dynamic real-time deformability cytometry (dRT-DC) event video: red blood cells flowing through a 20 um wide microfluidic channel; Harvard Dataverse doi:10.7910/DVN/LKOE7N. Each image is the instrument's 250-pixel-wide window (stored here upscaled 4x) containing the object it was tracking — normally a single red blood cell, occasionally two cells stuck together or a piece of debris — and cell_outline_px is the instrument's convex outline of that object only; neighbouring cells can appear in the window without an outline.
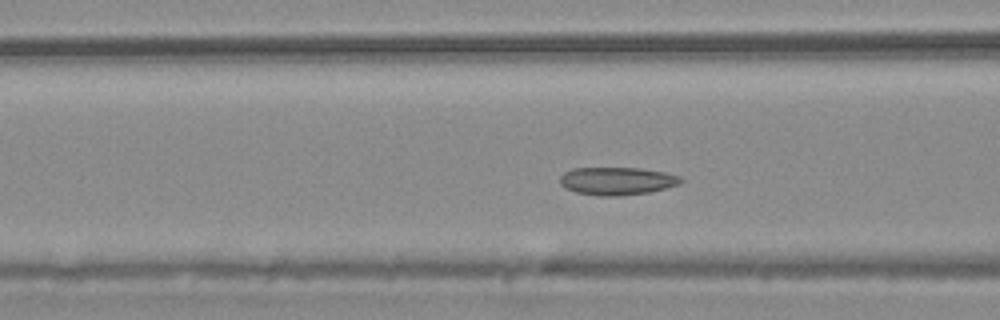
{"species": "common noctule bat (a hibernating species)", "species_latin": "Nyctalus noctula", "temperature_condition": "warm", "stored_images_in_passage": 39, "camera_frame_rate_fps": 3000, "um_per_image_px": 0.085, "animal": {"sex": "male", "body_mass_g": 20.4}, "frame": {"image": 1, "passage_image": 6, "time_ms": 1.667, "image_size_px": [1000, 320], "cell_outline_px": [[684, 180], [680, 184], [648, 192], [620, 196], [596, 196], [576, 192], [564, 188], [560, 184], [560, 176], [564, 172], [572, 168], [640, 168], [664, 172], [680, 176]], "centroid_in_image_um": [52.42, 15.38], "position_along_channel_um": 114.2, "area_um2": 19.71}}
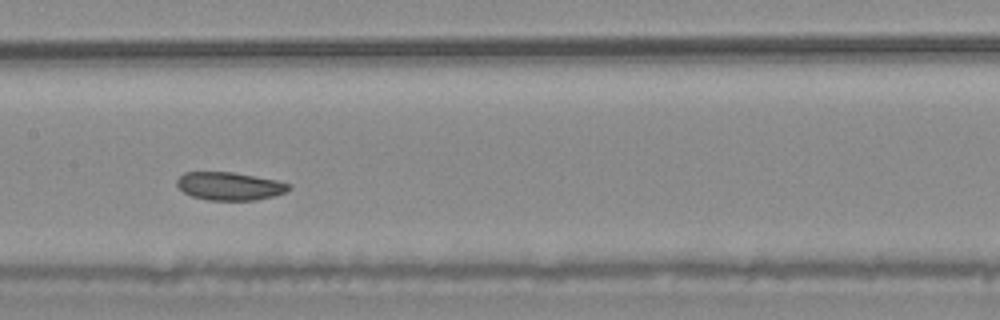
{"frame": {"image": 2, "passage_image": 12, "time_ms": 3.667, "image_size_px": [1000, 320], "cell_outline_px": [[292, 188], [284, 192], [272, 196], [256, 200], [208, 200], [192, 196], [184, 192], [176, 184], [176, 180], [184, 172], [232, 172], [276, 180], [292, 184]], "centroid_in_image_um": [19.52, 15.82], "position_along_channel_um": 187.9, "area_um2": 18.21}}
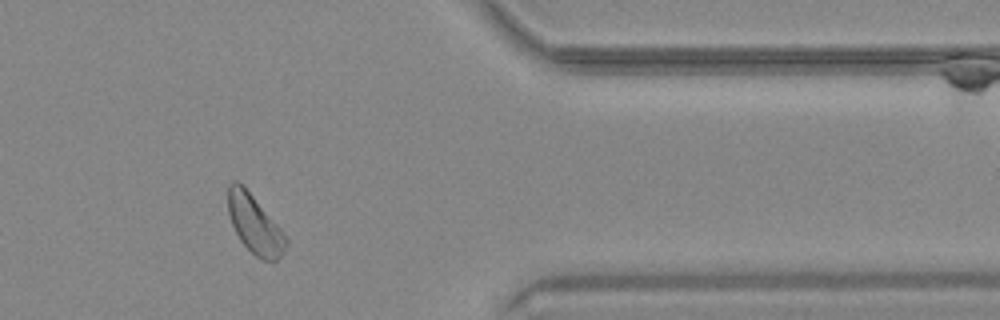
{"frame": {"image": 3, "passage_image": 30, "time_ms": 9.667, "image_size_px": [1000, 320], "cell_outline_px": [[288, 244], [284, 252], [272, 264], [256, 256], [240, 240], [232, 224], [228, 212], [228, 184], [232, 180], [236, 180], [252, 196], [280, 228], [288, 240]], "centroid_in_image_um": [21.65, 19.11], "position_along_channel_um": 389.7, "area_um2": 19.36}, "authors_computed_cell_mechanics": {"area_um2": 19.1896, "velocity_mm_per_s": 3.6933, "shape_relaxation_time_tau1_ms": 3.8579, "shape_relaxation_time_tau2_ms": null, "deformation_change_tau1": 0.0735, "deformation_change_tau2": null}}